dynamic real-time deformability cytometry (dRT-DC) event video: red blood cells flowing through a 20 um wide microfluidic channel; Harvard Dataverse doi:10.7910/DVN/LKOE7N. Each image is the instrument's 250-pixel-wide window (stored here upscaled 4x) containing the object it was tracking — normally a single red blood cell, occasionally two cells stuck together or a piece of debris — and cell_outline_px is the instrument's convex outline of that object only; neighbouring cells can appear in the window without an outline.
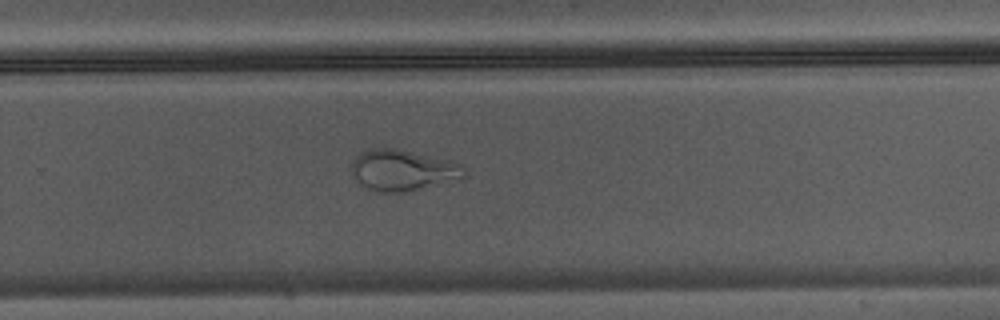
{"species": "Egyptian fruit bat (a non-hibernating species)", "species_latin": "Rousettus aegyptiacus", "temperature_condition": "warm", "stored_images_in_passage": 35, "camera_frame_rate_fps": 3000, "um_per_image_px": 0.085, "animal": {"sex": "male"}, "frame": {"image": 1, "passage_image": 20, "time_ms": 6.333, "image_size_px": [1000, 320], "cell_outline_px": [[468, 172], [464, 176], [404, 192], [380, 192], [368, 188], [360, 184], [356, 180], [352, 168], [356, 156], [360, 152], [368, 148], [396, 148], [448, 160], [460, 164]], "centroid_in_image_um": [34.18, 14.44], "position_along_channel_um": 295.6, "area_um2": 26.24}}
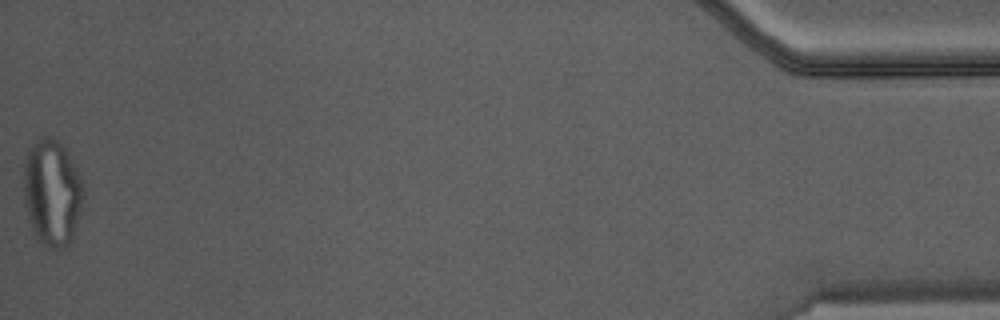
{"frame": {"image": 2, "passage_image": 35, "time_ms": 11.333, "image_size_px": [1000, 320], "cell_outline_px": [[84, 196], [80, 212], [72, 240], [64, 248], [48, 248], [36, 236], [28, 220], [24, 192], [24, 164], [28, 148], [40, 136], [48, 136], [64, 144], [68, 148], [80, 180], [84, 192]], "centroid_in_image_um": [4.43, 16.33], "position_along_channel_um": 430.8, "area_um2": 37.17}}